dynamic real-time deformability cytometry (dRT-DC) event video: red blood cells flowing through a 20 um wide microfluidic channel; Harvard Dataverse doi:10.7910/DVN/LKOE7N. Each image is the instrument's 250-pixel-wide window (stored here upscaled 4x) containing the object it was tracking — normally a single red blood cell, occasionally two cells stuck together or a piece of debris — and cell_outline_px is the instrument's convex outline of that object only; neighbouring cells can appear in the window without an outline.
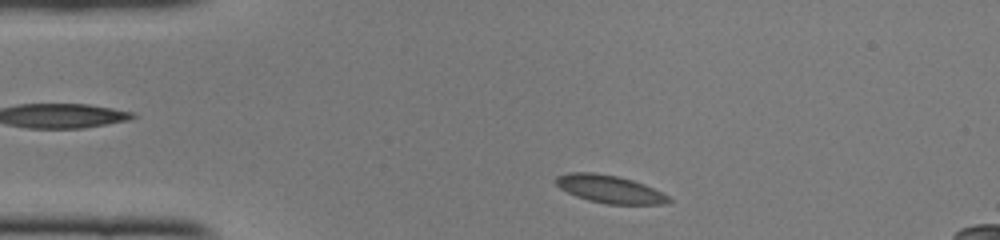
{"species": "common noctule bat (a hibernating species)", "species_latin": "Nyctalus noctula", "temperature_condition": "cold", "stored_images_in_passage": 42, "camera_frame_rate_fps": 3000, "um_per_image_px": 0.085, "animal": {"sex": "female", "body_mass_g": 22.0, "forearm_length_mm": 56.7}, "frame": {"image": 1, "passage_image": 3, "time_ms": 0.667, "image_size_px": [1000, 240], "cell_outline_px": [[672, 200], [668, 204], [608, 204], [588, 200], [576, 196], [560, 188], [556, 184], [556, 176], [568, 172], [592, 172], [620, 176], [644, 184], [668, 196]], "centroid_in_image_um": [51.81, 16.07], "position_along_channel_um": 33.2, "area_um2": 18.21}}
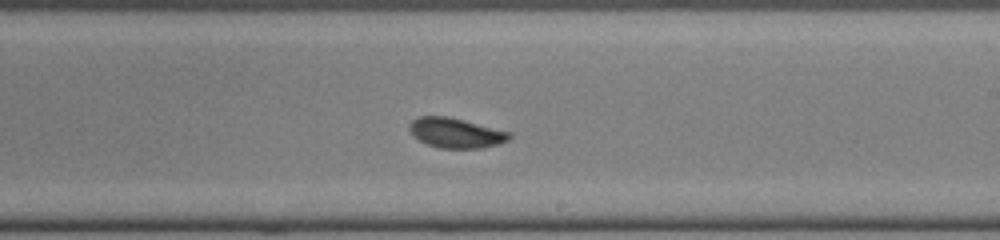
{"frame": {"image": 2, "passage_image": 22, "time_ms": 7.0, "image_size_px": [1000, 240], "cell_outline_px": [[512, 136], [508, 140], [496, 144], [480, 148], [440, 148], [428, 144], [420, 140], [408, 128], [408, 124], [412, 120], [420, 116], [448, 116], [512, 132]], "centroid_in_image_um": [38.76, 11.28], "position_along_channel_um": 250.2, "area_um2": 17.28}}
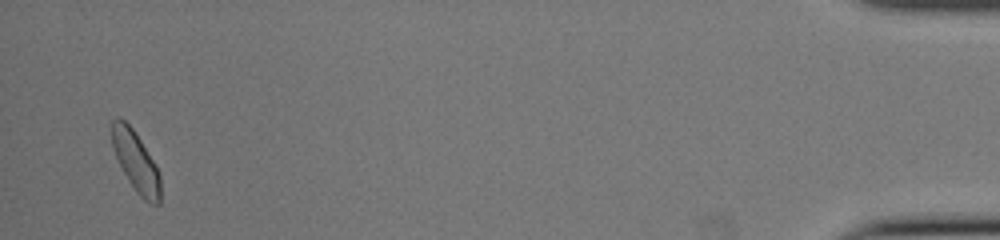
{"frame": {"image": 3, "passage_image": 41, "time_ms": 13.333, "image_size_px": [1000, 240], "cell_outline_px": [[160, 204], [148, 204], [136, 192], [128, 180], [112, 148], [112, 120], [116, 116], [120, 116], [132, 128], [156, 164], [160, 176]], "centroid_in_image_um": [11.55, 13.74], "position_along_channel_um": 423.6, "area_um2": 16.99}, "authors_computed_cell_mechanics": {"area_um2": 17.4556, "velocity_mm_per_s": 4.06, "shape_relaxation_time_tau1_ms": 5.7782, "shape_relaxation_time_tau2_ms": null, "deformation_change_tau1": 0.1043, "deformation_change_tau2": null}}